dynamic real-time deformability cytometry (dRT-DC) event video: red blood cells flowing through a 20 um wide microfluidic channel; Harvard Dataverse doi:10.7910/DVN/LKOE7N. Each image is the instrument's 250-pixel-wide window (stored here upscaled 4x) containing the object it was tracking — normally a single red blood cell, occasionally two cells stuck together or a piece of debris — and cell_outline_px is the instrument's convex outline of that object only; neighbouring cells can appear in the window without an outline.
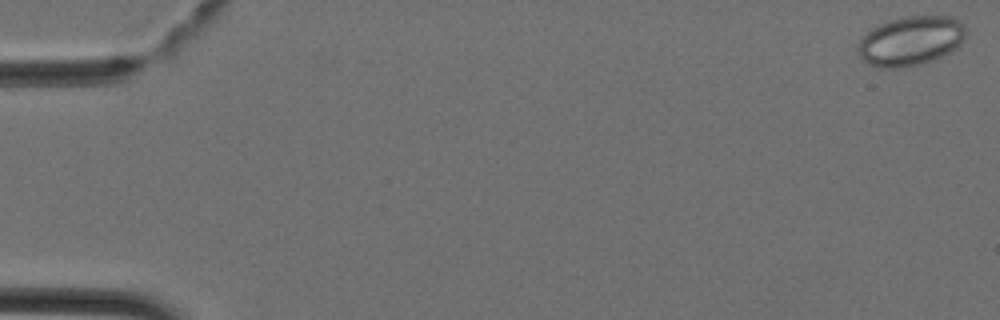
{"species": "Egyptian fruit bat (a non-hibernating species)", "species_latin": "Rousettus aegyptiacus", "temperature_condition": "cold", "stored_images_in_passage": 12, "camera_frame_rate_fps": 3000, "um_per_image_px": 0.085, "animal": {"sex": "female"}, "frame": {"image": 1, "passage_image": 1, "time_ms": 0.0, "image_size_px": [1000, 320], "cell_outline_px": [[964, 36], [960, 44], [952, 52], [932, 60], [920, 64], [904, 68], [880, 68], [868, 64], [860, 56], [860, 40], [872, 28], [880, 24], [892, 20], [908, 16], [952, 16], [964, 24]], "centroid_in_image_um": [77.44, 3.49], "position_along_channel_um": 7.6, "area_um2": 30.75}}